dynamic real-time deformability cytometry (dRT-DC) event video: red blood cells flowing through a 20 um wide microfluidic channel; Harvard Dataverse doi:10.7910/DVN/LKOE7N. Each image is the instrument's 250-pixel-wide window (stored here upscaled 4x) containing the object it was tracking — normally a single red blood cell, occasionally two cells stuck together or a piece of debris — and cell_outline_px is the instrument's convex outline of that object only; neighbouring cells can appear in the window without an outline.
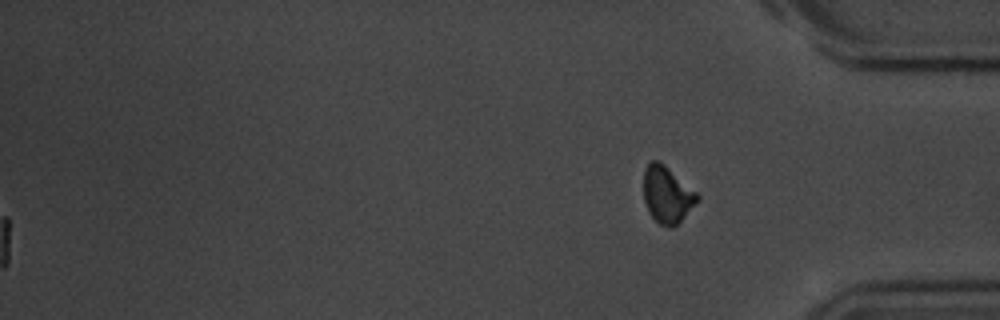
{"species": "common noctule bat (a hibernating species)", "species_latin": "Nyctalus noctula", "temperature_condition": "room temperature", "stored_images_in_passage": 48, "segment_of_instrument_passage": [2, 2], "camera_frame_rate_fps": 3000, "um_per_image_px": 0.085, "animal": {"sex": "male", "body_mass_g": 20.1, "forearm_length_mm": 53.5}, "frame": {"image": 1, "passage_image": 48, "time_ms": 15.667, "image_size_px": [1000, 320], "cell_outline_px": [[700, 200], [672, 228], [660, 224], [648, 212], [644, 200], [644, 172], [648, 164], [652, 160], [660, 160], [696, 192], [700, 196]], "centroid_in_image_um": [56.7, 16.53], "position_along_channel_um": 378.5, "area_um2": 17.57}}